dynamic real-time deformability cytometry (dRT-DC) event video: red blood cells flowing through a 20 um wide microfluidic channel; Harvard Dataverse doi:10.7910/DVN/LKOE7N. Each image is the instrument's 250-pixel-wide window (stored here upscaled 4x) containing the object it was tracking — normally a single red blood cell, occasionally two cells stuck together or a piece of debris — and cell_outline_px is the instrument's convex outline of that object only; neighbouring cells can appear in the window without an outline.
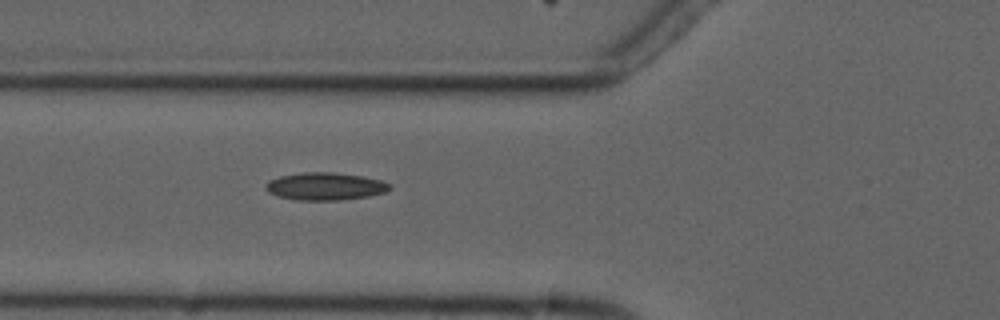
{"species": "common noctule bat (a hibernating species)", "species_latin": "Nyctalus noctula", "temperature_condition": "cold", "stored_images_in_passage": 3, "camera_frame_rate_fps": 3000, "um_per_image_px": 0.085, "animal": {"sex": "male", "forearm_length_mm": 52.5}, "frame": {"image": 1, "passage_image": 3, "time_ms": 2.333, "image_size_px": [1000, 320], "cell_outline_px": [[392, 188], [384, 192], [368, 196], [340, 200], [296, 200], [280, 196], [268, 192], [264, 188], [268, 180], [280, 176], [304, 172], [332, 172], [364, 176], [380, 180], [388, 184]], "centroid_in_image_um": [27.62, 15.83], "position_along_channel_um": 98.2, "area_um2": 19.83}}